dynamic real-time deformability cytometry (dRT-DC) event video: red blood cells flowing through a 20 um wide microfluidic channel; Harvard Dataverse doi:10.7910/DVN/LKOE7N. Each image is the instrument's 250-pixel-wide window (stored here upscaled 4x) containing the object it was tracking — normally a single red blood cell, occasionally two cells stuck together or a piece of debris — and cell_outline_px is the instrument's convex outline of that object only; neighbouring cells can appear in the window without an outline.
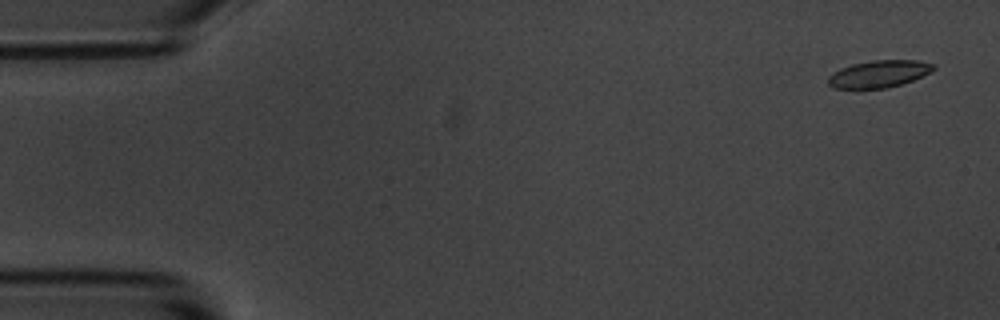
{"species": "common noctule bat (a hibernating species)", "species_latin": "Nyctalus noctula", "temperature_condition": "room temperature", "stored_images_in_passage": 4, "segment_of_instrument_passage": [2, 2], "camera_frame_rate_fps": 3000, "um_per_image_px": 0.085, "animal": {"sex": "male", "body_mass_g": 20.1, "forearm_length_mm": 53.5}, "frame": {"image": 1, "passage_image": 4, "time_ms": 4.333, "image_size_px": [1000, 320], "cell_outline_px": [[936, 68], [932, 72], [912, 80], [888, 88], [832, 88], [828, 84], [828, 76], [840, 68], [852, 64], [872, 60], [920, 60], [936, 64]], "centroid_in_image_um": [74.74, 6.27], "position_along_channel_um": 10.3, "area_um2": 16.76}}